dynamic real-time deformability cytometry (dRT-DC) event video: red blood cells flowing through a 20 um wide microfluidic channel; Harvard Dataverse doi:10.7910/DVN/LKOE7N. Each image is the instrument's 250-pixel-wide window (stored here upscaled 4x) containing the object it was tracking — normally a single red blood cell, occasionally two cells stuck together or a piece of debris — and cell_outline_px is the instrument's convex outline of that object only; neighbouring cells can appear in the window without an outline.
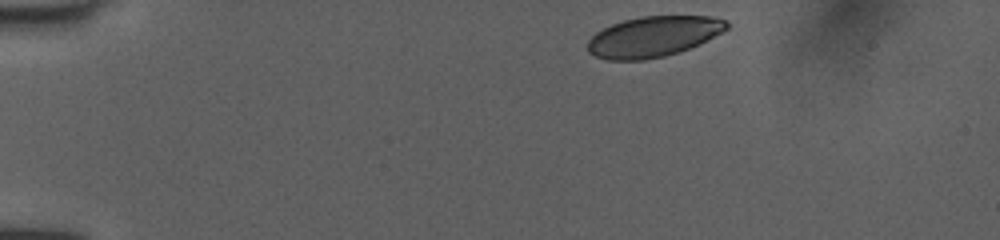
{"species": "human", "species_latin": "Homo sapiens", "temperature_condition": "room temperature", "stored_images_in_passage": 40, "camera_frame_rate_fps": 3000, "um_per_image_px": 0.085, "donor": {"sex": "female"}, "frame": {"image": 1, "passage_image": 1, "time_ms": 0.0, "image_size_px": [1000, 240], "cell_outline_px": [[728, 28], [688, 48], [664, 56], [644, 60], [608, 60], [596, 56], [588, 52], [588, 40], [596, 32], [612, 24], [624, 20], [640, 16], [708, 16], [724, 20], [728, 24]], "centroid_in_image_um": [55.46, 3.1], "position_along_channel_um": 29.5, "area_um2": 32.25}}
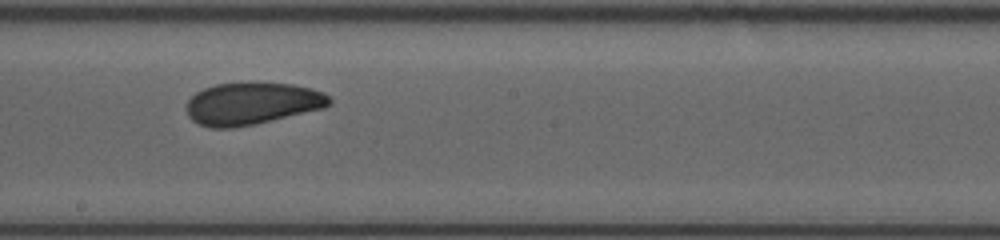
{"frame": {"image": 2, "passage_image": 22, "time_ms": 7.0, "image_size_px": [1000, 240], "cell_outline_px": [[332, 104], [324, 108], [256, 124], [232, 128], [208, 128], [192, 120], [188, 116], [184, 108], [188, 100], [196, 92], [204, 88], [216, 84], [292, 84], [312, 88], [324, 92], [332, 100]], "centroid_in_image_um": [21.41, 8.83], "position_along_channel_um": 226.8, "area_um2": 35.03}}
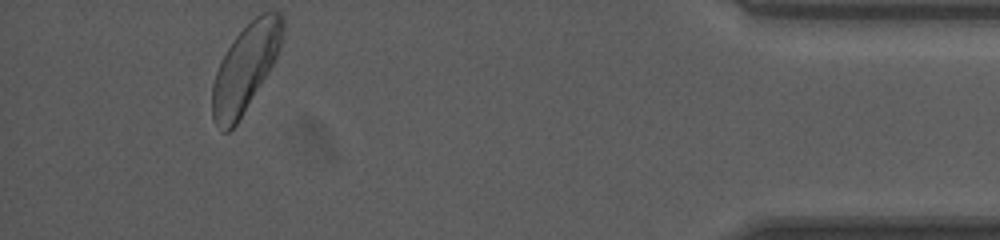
{"frame": {"image": 3, "passage_image": 40, "time_ms": 13.0, "image_size_px": [1000, 240], "cell_outline_px": [[284, 36], [280, 48], [268, 72], [236, 124], [228, 132], [224, 132], [212, 120], [212, 84], [220, 60], [236, 36], [260, 12], [280, 12], [284, 16]], "centroid_in_image_um": [20.86, 5.75], "position_along_channel_um": 414.3, "area_um2": 35.2}, "authors_computed_cell_mechanics": {"area_um2": 35.2291, "velocity_mm_per_s": 4.0169, "shape_relaxation_time_tau1_ms": 3.9723, "shape_relaxation_time_tau2_ms": 2.0928, "deformation_change_tau1": 0.1171, "deformation_change_tau2": 0.0711}}